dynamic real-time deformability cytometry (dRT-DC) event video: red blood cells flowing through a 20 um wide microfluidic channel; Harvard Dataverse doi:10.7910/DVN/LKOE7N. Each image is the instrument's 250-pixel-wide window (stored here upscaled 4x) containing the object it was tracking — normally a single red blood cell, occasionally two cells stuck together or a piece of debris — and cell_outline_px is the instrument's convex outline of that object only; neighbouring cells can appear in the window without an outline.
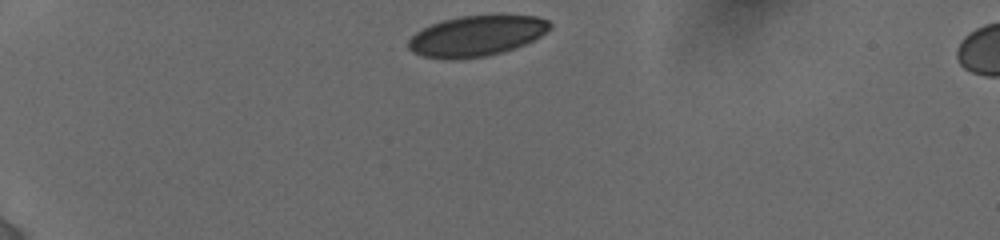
{"species": "human", "species_latin": "Homo sapiens", "temperature_condition": "cold", "stored_images_in_passage": 8, "camera_frame_rate_fps": 3000, "um_per_image_px": 0.085, "donor": {"sex": "female"}, "frame": {"image": 1, "passage_image": 1, "time_ms": 0.0, "image_size_px": [1000, 240], "cell_outline_px": [[552, 28], [540, 36], [524, 44], [500, 52], [484, 56], [424, 56], [412, 52], [408, 48], [408, 40], [416, 32], [432, 24], [444, 20], [460, 16], [536, 16], [548, 20], [552, 24]], "centroid_in_image_um": [40.54, 3.01], "position_along_channel_um": 44.5, "area_um2": 32.08}}
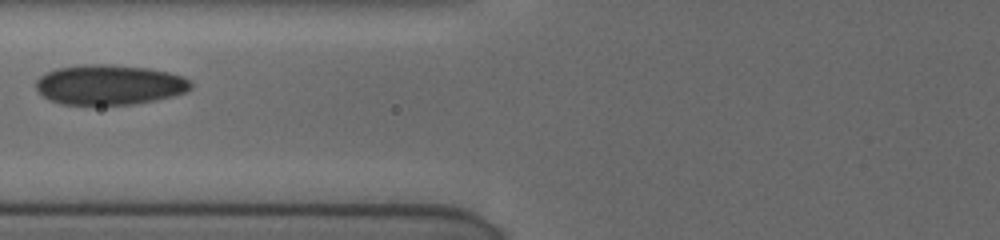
{"frame": {"image": 2, "passage_image": 5, "time_ms": 3.333, "image_size_px": [1000, 240], "cell_outline_px": [[192, 88], [188, 92], [172, 96], [132, 104], [60, 104], [48, 100], [36, 88], [36, 80], [40, 76], [56, 68], [80, 64], [112, 64], [148, 68], [168, 72], [184, 76], [192, 84]], "centroid_in_image_um": [9.3, 7.19], "position_along_channel_um": 116.5, "area_um2": 36.18}}
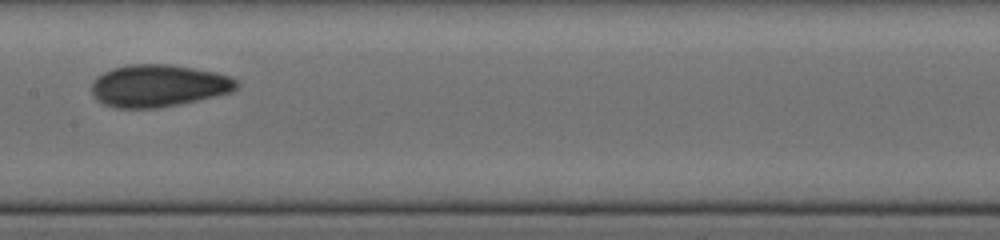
{"frame": {"image": 3, "passage_image": 7, "time_ms": 5.333, "image_size_px": [1000, 240], "cell_outline_px": [[240, 84], [232, 92], [216, 96], [156, 108], [116, 108], [104, 104], [92, 92], [92, 80], [96, 76], [112, 68], [128, 64], [172, 64], [216, 72], [240, 80]], "centroid_in_image_um": [13.49, 7.27], "position_along_channel_um": 193.9, "area_um2": 35.72}}